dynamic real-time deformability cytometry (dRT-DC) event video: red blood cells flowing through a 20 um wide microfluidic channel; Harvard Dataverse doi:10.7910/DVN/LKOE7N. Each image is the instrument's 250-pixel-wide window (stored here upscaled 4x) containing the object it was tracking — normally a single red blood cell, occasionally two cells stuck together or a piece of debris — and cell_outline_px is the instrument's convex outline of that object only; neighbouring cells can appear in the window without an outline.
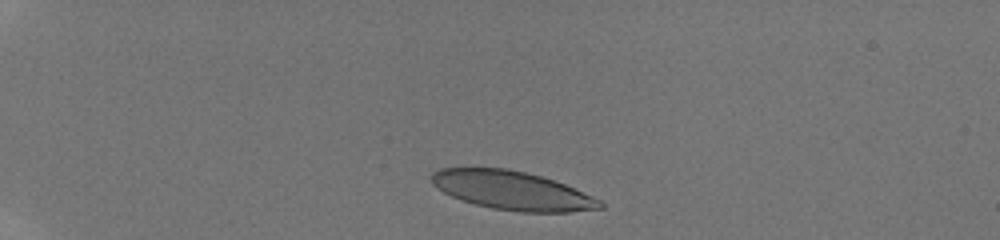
{"species": "human", "species_latin": "Homo sapiens", "temperature_condition": "room temperature", "stored_images_in_passage": 8, "camera_frame_rate_fps": 3000, "um_per_image_px": 0.085, "donor": {"sex": "male"}, "frame": {"image": 1, "passage_image": 1, "time_ms": 0.0, "image_size_px": [1000, 240], "cell_outline_px": [[604, 208], [572, 212], [520, 212], [492, 208], [476, 204], [452, 196], [436, 188], [432, 184], [432, 172], [440, 168], [504, 168], [524, 172], [540, 176], [564, 184], [600, 200], [604, 204]], "centroid_in_image_um": [43.53, 16.2], "position_along_channel_um": 41.5, "area_um2": 37.57}}
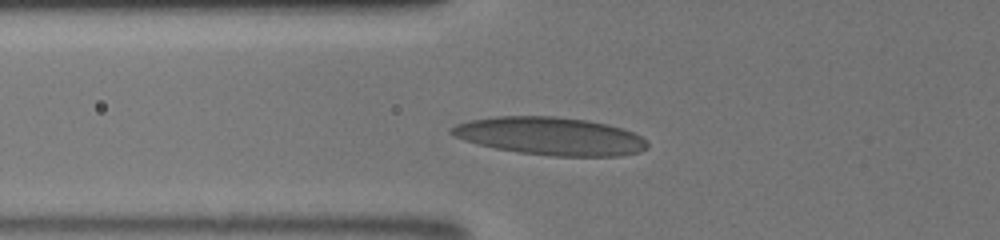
{"frame": {"image": 2, "passage_image": 5, "time_ms": 2.667, "image_size_px": [1000, 240], "cell_outline_px": [[648, 148], [640, 152], [620, 156], [552, 156], [520, 152], [496, 148], [476, 144], [452, 136], [448, 132], [448, 128], [456, 124], [468, 120], [496, 116], [556, 116], [584, 120], [608, 124], [632, 132], [648, 140]], "centroid_in_image_um": [46.74, 11.57], "position_along_channel_um": 79.1, "area_um2": 43.47}}
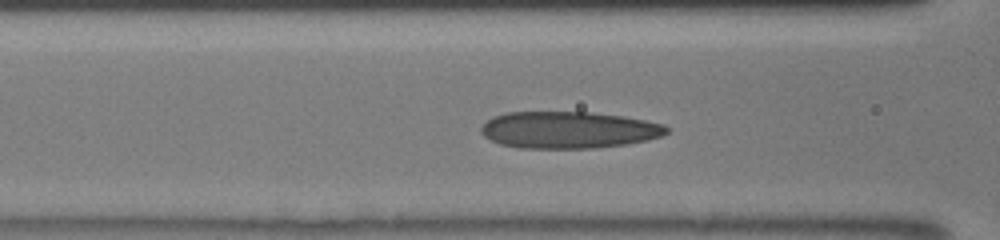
{"frame": {"image": 3, "passage_image": 7, "time_ms": 3.667, "image_size_px": [1000, 240], "cell_outline_px": [[668, 132], [660, 136], [648, 140], [628, 144], [592, 148], [520, 148], [500, 144], [484, 136], [480, 132], [480, 128], [492, 116], [508, 112], [592, 112], [620, 116], [644, 120], [664, 124], [668, 128]], "centroid_in_image_um": [48.32, 11.04], "position_along_channel_um": 118.3, "area_um2": 39.82}}